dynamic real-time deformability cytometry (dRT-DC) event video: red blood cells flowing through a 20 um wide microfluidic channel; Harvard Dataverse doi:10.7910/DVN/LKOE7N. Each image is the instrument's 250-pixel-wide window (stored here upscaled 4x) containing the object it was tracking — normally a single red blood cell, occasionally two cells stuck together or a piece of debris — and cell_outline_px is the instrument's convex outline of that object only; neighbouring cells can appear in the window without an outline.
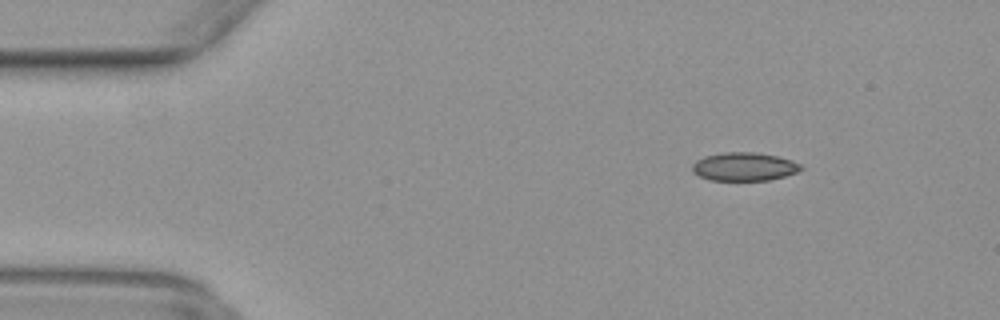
{"species": "common noctule bat (a hibernating species)", "species_latin": "Nyctalus noctula", "temperature_condition": "warm", "stored_images_in_passage": 43, "camera_frame_rate_fps": 3000, "um_per_image_px": 0.085, "animal": {"sex": "female", "body_mass_g": 29.2, "forearm_length_mm": 56.3}, "frame": {"image": 1, "passage_image": 7, "time_ms": 2.0, "image_size_px": [1000, 320], "cell_outline_px": [[804, 168], [796, 172], [784, 176], [768, 180], [708, 180], [692, 172], [692, 164], [696, 160], [704, 156], [724, 152], [756, 152], [776, 156], [792, 160], [800, 164]], "centroid_in_image_um": [63.23, 14.16], "position_along_channel_um": 21.8, "area_um2": 17.98}}
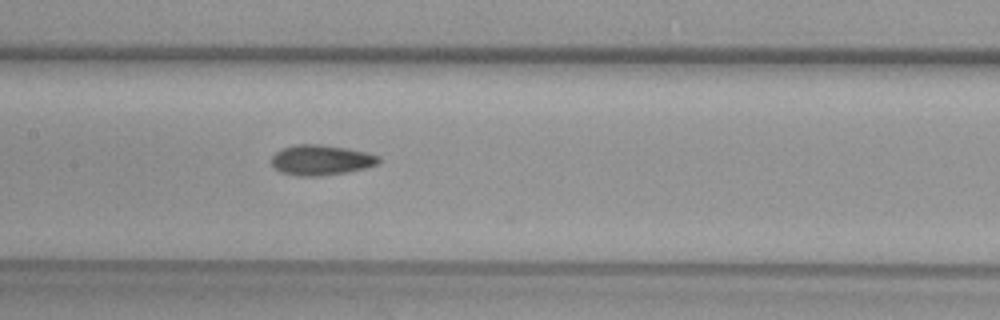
{"frame": {"image": 2, "passage_image": 24, "time_ms": 7.667, "image_size_px": [1000, 320], "cell_outline_px": [[380, 160], [376, 164], [364, 168], [348, 172], [320, 176], [296, 176], [280, 172], [272, 164], [272, 156], [280, 148], [296, 144], [320, 144], [348, 148], [368, 152], [380, 156]], "centroid_in_image_um": [27.28, 13.59], "position_along_channel_um": 180.1, "area_um2": 19.07}}
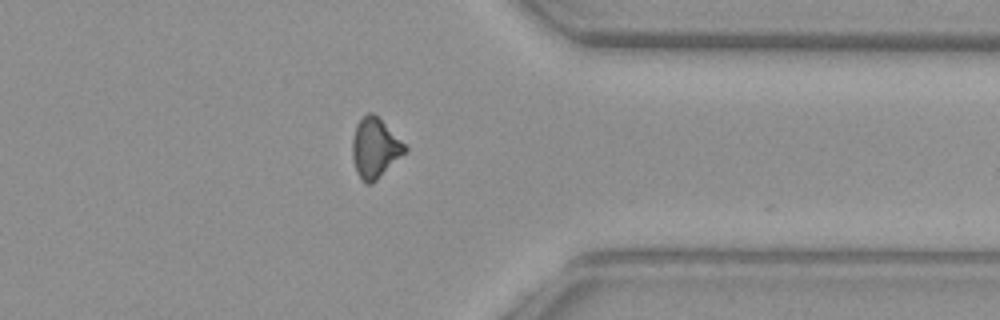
{"frame": {"image": 3, "passage_image": 39, "time_ms": 12.667, "image_size_px": [1000, 320], "cell_outline_px": [[408, 152], [372, 184], [364, 184], [360, 180], [356, 172], [352, 156], [352, 140], [356, 124], [368, 112], [372, 112], [408, 148]], "centroid_in_image_um": [31.86, 12.65], "position_along_channel_um": 379.5, "area_um2": 18.32}}